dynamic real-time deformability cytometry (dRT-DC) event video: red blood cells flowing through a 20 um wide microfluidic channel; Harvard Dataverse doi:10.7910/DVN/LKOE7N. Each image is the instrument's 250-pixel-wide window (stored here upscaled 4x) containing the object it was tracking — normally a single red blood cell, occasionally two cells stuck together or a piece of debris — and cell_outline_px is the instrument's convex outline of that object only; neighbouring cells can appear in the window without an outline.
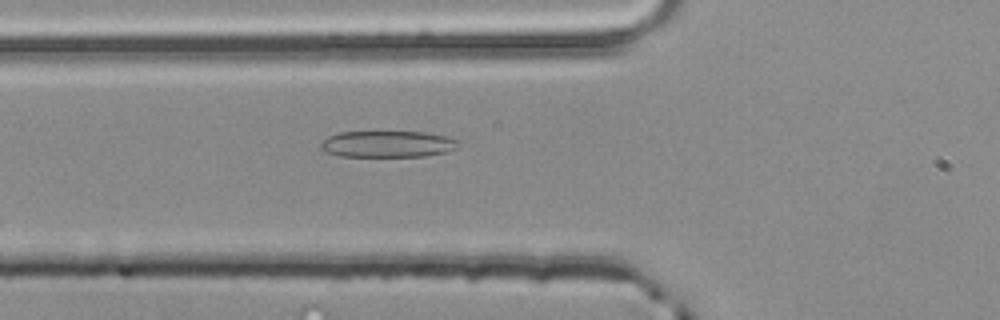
{"species": "common noctule bat (a hibernating species)", "species_latin": "Nyctalus noctula", "temperature_condition": "room temperature", "stored_images_in_passage": 4, "camera_frame_rate_fps": 3000, "um_per_image_px": 0.085, "animal": {"sex": "male", "body_mass_g": 20.4}, "frame": {"image": 1, "passage_image": 4, "time_ms": 1.0, "image_size_px": [1000, 320], "cell_outline_px": [[460, 140], [456, 148], [448, 152], [424, 156], [340, 156], [324, 152], [320, 148], [320, 144], [328, 136], [340, 132], [424, 132], [448, 136]], "centroid_in_image_um": [32.96, 12.24], "position_along_channel_um": 92.8, "area_um2": 21.33}}